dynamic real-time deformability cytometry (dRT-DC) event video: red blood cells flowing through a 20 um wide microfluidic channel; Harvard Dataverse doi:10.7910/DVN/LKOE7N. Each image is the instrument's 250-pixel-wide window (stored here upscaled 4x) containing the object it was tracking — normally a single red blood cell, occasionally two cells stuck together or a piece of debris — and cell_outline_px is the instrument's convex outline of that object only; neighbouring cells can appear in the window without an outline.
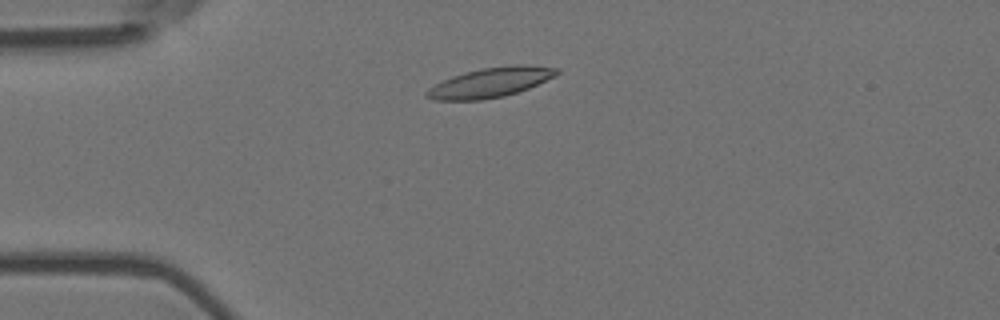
{"species": "Egyptian fruit bat (a non-hibernating species)", "species_latin": "Rousettus aegyptiacus", "temperature_condition": "room temperature", "stored_images_in_passage": 7, "camera_frame_rate_fps": 3000, "um_per_image_px": 0.085, "animal": {"sex": "female"}, "frame": {"image": 1, "passage_image": 3, "time_ms": 0.667, "image_size_px": [1000, 320], "cell_outline_px": [[560, 72], [528, 88], [504, 96], [480, 100], [432, 100], [424, 96], [424, 92], [428, 88], [452, 76], [464, 72], [480, 68], [512, 64], [524, 64], [560, 68]], "centroid_in_image_um": [41.64, 7.0], "position_along_channel_um": 43.4, "area_um2": 22.48}}
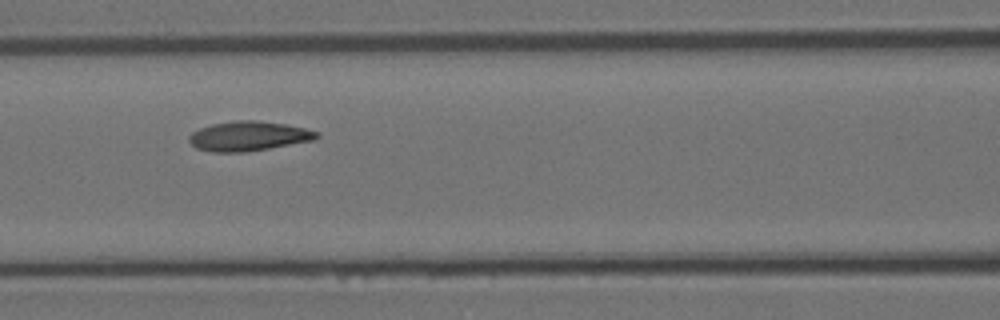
{"frame": {"image": 2, "passage_image": 6, "time_ms": 1.667, "image_size_px": [1000, 320], "cell_outline_px": [[320, 136], [316, 140], [244, 152], [212, 152], [196, 148], [188, 140], [188, 136], [192, 132], [200, 128], [212, 124], [236, 120], [260, 120], [284, 124], [304, 128], [320, 132]], "centroid_in_image_um": [21.14, 11.56], "position_along_channel_um": 145.5, "area_um2": 22.08}}
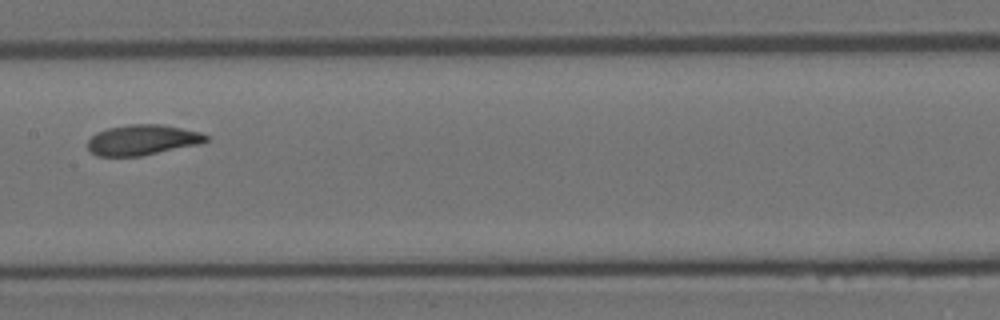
{"frame": {"image": 3, "passage_image": 7, "time_ms": 2.0, "image_size_px": [1000, 320], "cell_outline_px": [[208, 140], [200, 144], [140, 156], [96, 156], [88, 152], [88, 140], [96, 132], [108, 128], [128, 124], [164, 124], [200, 132], [208, 136]], "centroid_in_image_um": [12.08, 11.89], "position_along_channel_um": 195.3, "area_um2": 21.1}}